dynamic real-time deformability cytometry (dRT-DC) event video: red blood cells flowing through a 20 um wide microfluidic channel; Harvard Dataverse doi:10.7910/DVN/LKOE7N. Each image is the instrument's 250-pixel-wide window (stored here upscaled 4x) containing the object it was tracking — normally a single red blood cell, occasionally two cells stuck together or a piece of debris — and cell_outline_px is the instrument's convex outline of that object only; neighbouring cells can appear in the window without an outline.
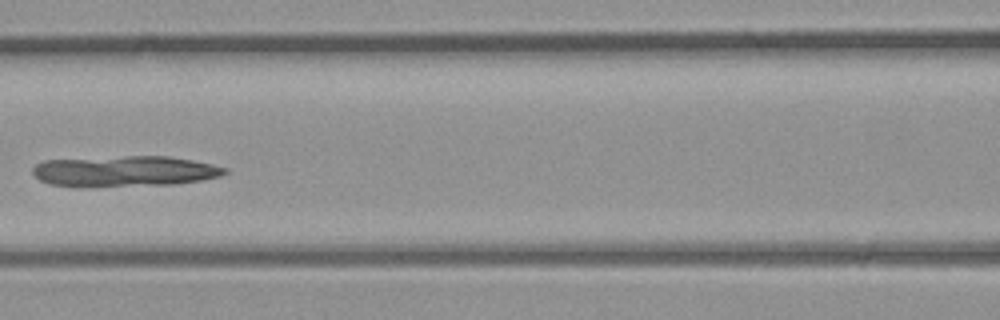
{"species": "common noctule bat (a hibernating species)", "species_latin": "Nyctalus noctula", "temperature_condition": "room temperature", "stored_images_in_passage": 19, "camera_frame_rate_fps": 3000, "um_per_image_px": 0.085, "animal": {"sex": "male", "body_mass_g": 23.1, "forearm_length_mm": 52.7}, "frame": {"image": 1, "passage_image": 6, "time_ms": 1.667, "image_size_px": [1000, 320], "cell_outline_px": [[228, 172], [220, 176], [200, 180], [172, 184], [48, 184], [40, 180], [32, 172], [32, 168], [36, 164], [44, 160], [128, 156], [168, 156], [192, 160], [212, 164], [228, 168]], "centroid_in_image_um": [10.66, 14.5], "position_along_channel_um": 155.9, "area_um2": 33.0}}
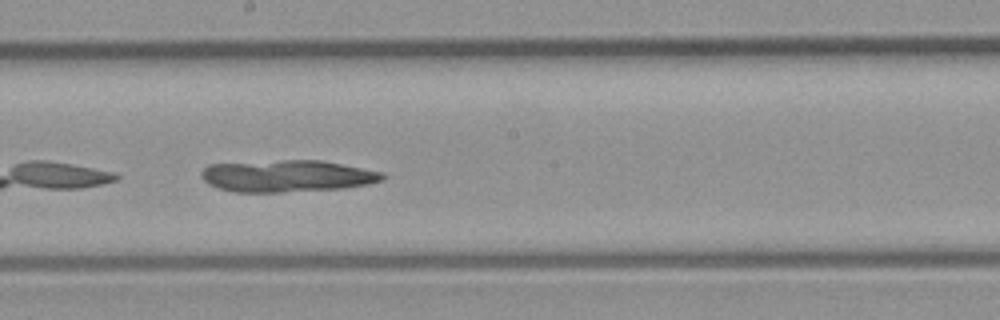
{"frame": {"image": 2, "passage_image": 10, "time_ms": 3.0, "image_size_px": [1000, 320], "cell_outline_px": [[388, 176], [380, 180], [368, 184], [344, 188], [280, 192], [232, 192], [208, 184], [200, 176], [200, 172], [208, 164], [284, 160], [320, 160], [384, 172]], "centroid_in_image_um": [24.39, 14.96], "position_along_channel_um": 223.8, "area_um2": 33.7}}
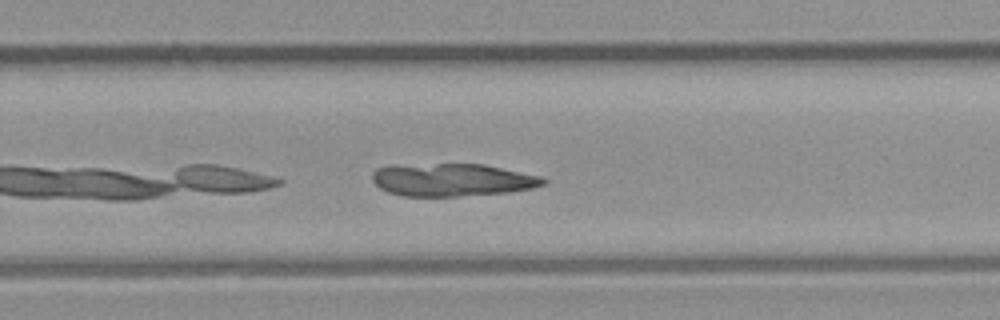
{"frame": {"image": 3, "passage_image": 14, "time_ms": 4.333, "image_size_px": [1000, 320], "cell_outline_px": [[548, 180], [544, 184], [532, 188], [512, 192], [456, 196], [404, 196], [388, 192], [380, 188], [372, 180], [372, 172], [376, 168], [388, 164], [484, 164], [540, 176]], "centroid_in_image_um": [38.4, 15.28], "position_along_channel_um": 291.4, "area_um2": 32.89}}